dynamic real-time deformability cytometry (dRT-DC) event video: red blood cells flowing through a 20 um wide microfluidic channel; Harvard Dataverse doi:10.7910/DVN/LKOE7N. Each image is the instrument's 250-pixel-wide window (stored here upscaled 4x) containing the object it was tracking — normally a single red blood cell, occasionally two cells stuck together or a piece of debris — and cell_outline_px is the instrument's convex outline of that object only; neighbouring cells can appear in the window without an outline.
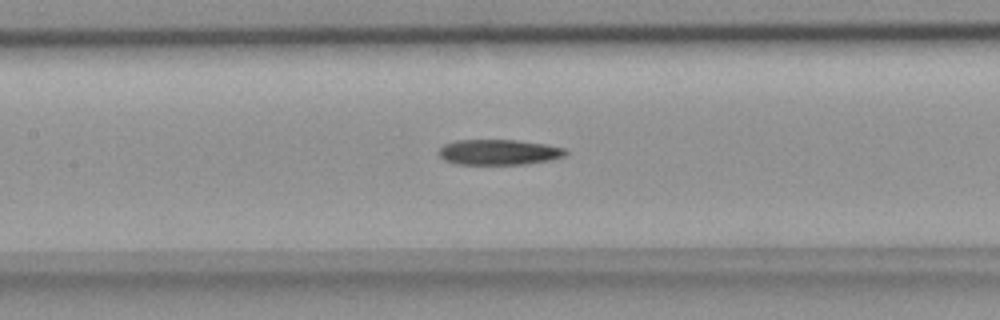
{"species": "common noctule bat (a hibernating species)", "species_latin": "Nyctalus noctula", "temperature_condition": "room temperature", "stored_images_in_passage": 30, "camera_frame_rate_fps": 3000, "um_per_image_px": 0.085, "animal": {"sex": "female", "body_mass_g": 18.4}, "frame": {"image": 1, "passage_image": 12, "time_ms": 3.667, "image_size_px": [1000, 320], "cell_outline_px": [[568, 152], [564, 156], [552, 160], [524, 164], [456, 164], [444, 160], [436, 152], [444, 144], [456, 140], [516, 140], [544, 144], [564, 148]], "centroid_in_image_um": [42.37, 12.93], "position_along_channel_um": 165.0, "area_um2": 18.84}}
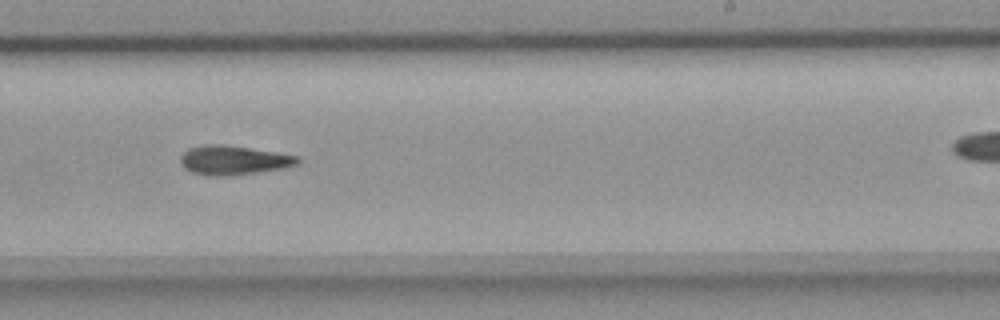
{"frame": {"image": 2, "passage_image": 20, "time_ms": 6.333, "image_size_px": [1000, 320], "cell_outline_px": [[300, 164], [284, 168], [232, 176], [212, 176], [192, 172], [184, 168], [180, 164], [180, 156], [188, 148], [204, 144], [220, 144], [276, 152], [300, 156]], "centroid_in_image_um": [19.85, 13.62], "position_along_channel_um": 269.1, "area_um2": 20.11}}
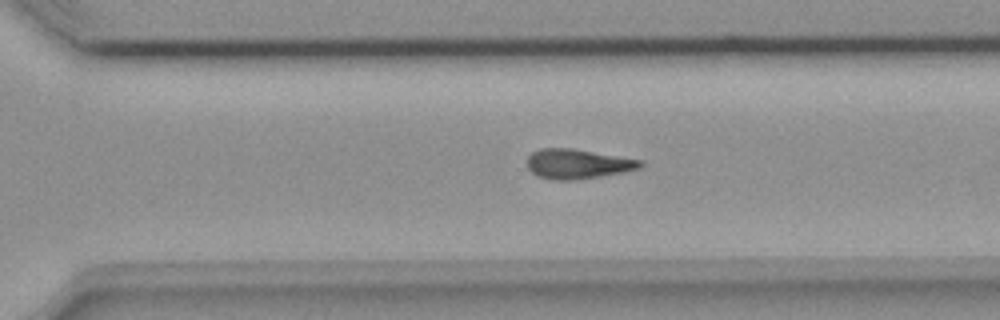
{"frame": {"image": 3, "passage_image": 24, "time_ms": 7.667, "image_size_px": [1000, 320], "cell_outline_px": [[644, 164], [640, 168], [624, 172], [576, 180], [552, 180], [540, 176], [532, 172], [528, 168], [528, 156], [532, 152], [540, 148], [572, 148], [644, 160]], "centroid_in_image_um": [49.13, 13.92], "position_along_channel_um": 321.5, "area_um2": 19.65}}